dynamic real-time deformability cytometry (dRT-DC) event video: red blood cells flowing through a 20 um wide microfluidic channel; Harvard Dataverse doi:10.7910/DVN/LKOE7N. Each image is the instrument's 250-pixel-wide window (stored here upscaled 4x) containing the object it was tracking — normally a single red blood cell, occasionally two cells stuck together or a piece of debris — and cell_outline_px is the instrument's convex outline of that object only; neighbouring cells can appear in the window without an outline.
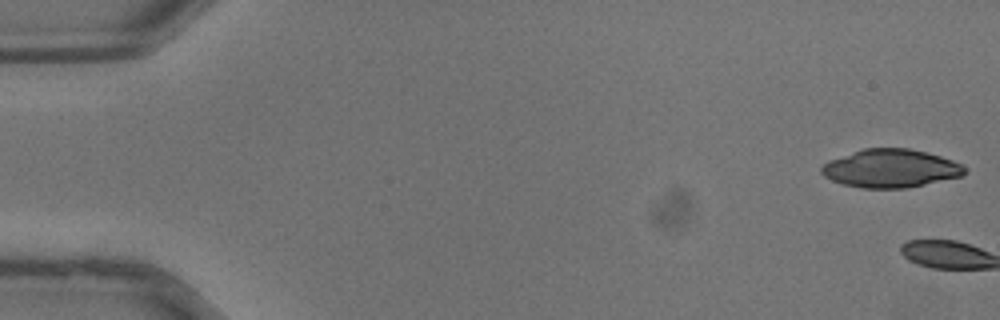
{"species": "common noctule bat (a hibernating species)", "species_latin": "Nyctalus noctula", "temperature_condition": "warm", "stored_images_in_passage": 2, "camera_frame_rate_fps": 3000, "um_per_image_px": 0.085, "animal": {"sex": "male", "body_mass_g": 13.3}, "frame": {"image": 1, "passage_image": 1, "time_ms": 0.0, "image_size_px": [1000, 320], "cell_outline_px": [[964, 172], [960, 176], [924, 184], [904, 188], [860, 188], [844, 184], [832, 180], [824, 176], [820, 172], [820, 168], [828, 160], [864, 148], [908, 148], [940, 156], [952, 160], [960, 164], [964, 168]], "centroid_in_image_um": [75.64, 14.31], "position_along_channel_um": 9.4, "area_um2": 31.5}}